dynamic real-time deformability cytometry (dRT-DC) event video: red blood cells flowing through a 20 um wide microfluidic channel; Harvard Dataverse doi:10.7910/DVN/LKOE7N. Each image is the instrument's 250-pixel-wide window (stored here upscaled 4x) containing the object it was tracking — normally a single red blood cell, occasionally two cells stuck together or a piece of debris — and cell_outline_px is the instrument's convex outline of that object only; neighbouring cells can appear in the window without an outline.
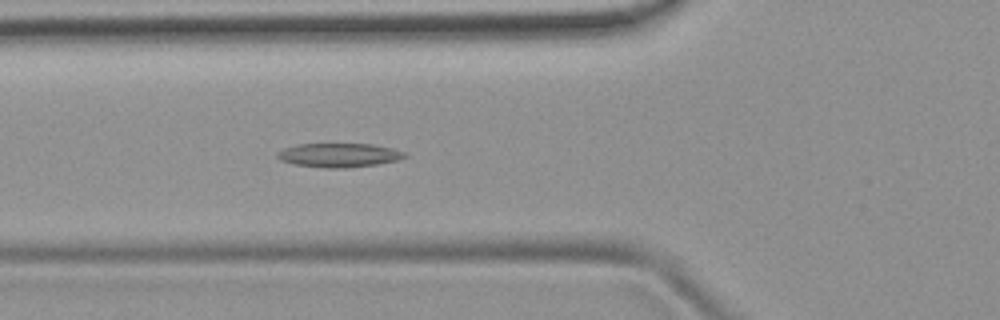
{"species": "common noctule bat (a hibernating species)", "species_latin": "Nyctalus noctula", "temperature_condition": "room temperature", "stored_images_in_passage": 52, "camera_frame_rate_fps": 3000, "um_per_image_px": 0.085, "animal": {"sex": "female", "body_mass_g": 19.9}, "frame": {"image": 1, "passage_image": 18, "time_ms": 5.667, "image_size_px": [1000, 320], "cell_outline_px": [[408, 156], [396, 160], [376, 164], [348, 168], [324, 168], [292, 164], [280, 160], [276, 156], [276, 152], [284, 148], [296, 144], [372, 144], [392, 148], [404, 152]], "centroid_in_image_um": [28.76, 13.19], "position_along_channel_um": 97.0, "area_um2": 17.86}}
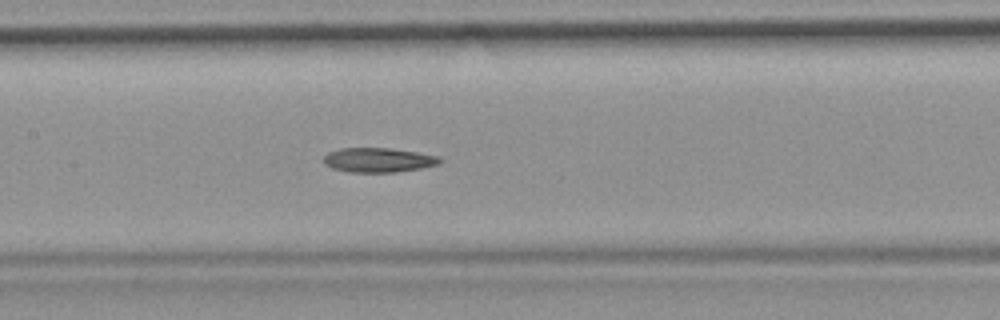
{"frame": {"image": 2, "passage_image": 24, "time_ms": 7.667, "image_size_px": [1000, 320], "cell_outline_px": [[444, 160], [440, 164], [420, 168], [396, 172], [348, 172], [332, 168], [324, 164], [324, 156], [328, 152], [340, 148], [392, 148], [440, 156]], "centroid_in_image_um": [32.18, 13.6], "position_along_channel_um": 175.2, "area_um2": 16.7}}
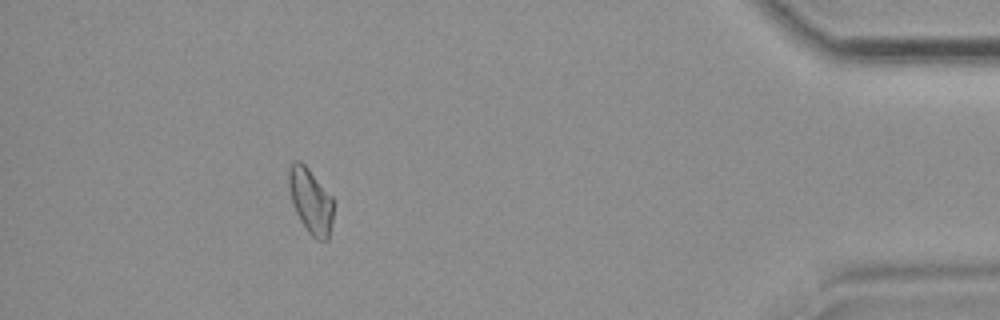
{"frame": {"image": 3, "passage_image": 46, "time_ms": 15.0, "image_size_px": [1000, 320], "cell_outline_px": [[332, 220], [328, 240], [316, 240], [308, 232], [300, 220], [292, 204], [288, 188], [288, 168], [292, 160], [300, 160], [308, 168], [332, 196]], "centroid_in_image_um": [26.37, 17.05], "position_along_channel_um": 408.8, "area_um2": 17.05}}